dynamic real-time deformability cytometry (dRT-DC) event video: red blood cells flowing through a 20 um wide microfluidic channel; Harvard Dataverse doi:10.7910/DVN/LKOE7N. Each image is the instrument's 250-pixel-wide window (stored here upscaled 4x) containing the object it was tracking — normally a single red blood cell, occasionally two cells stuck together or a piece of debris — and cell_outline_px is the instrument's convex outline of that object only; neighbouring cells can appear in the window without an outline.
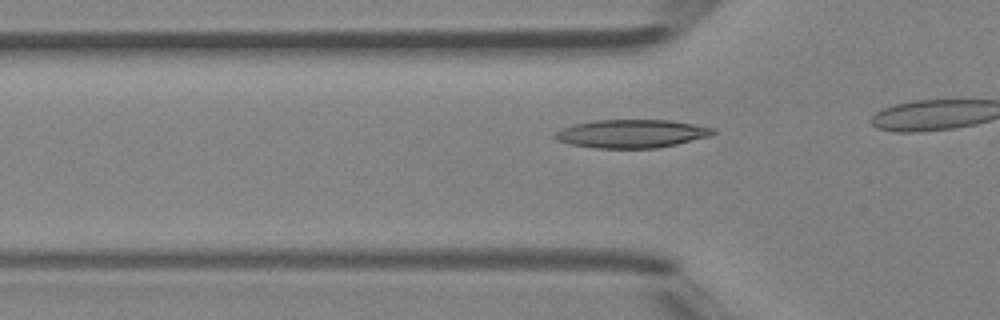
{"species": "Egyptian fruit bat (a non-hibernating species)", "species_latin": "Rousettus aegyptiacus", "temperature_condition": "room temperature", "stored_images_in_passage": 10, "camera_frame_rate_fps": 3000, "um_per_image_px": 0.085, "animal": {"sex": "female"}, "frame": {"image": 1, "passage_image": 5, "time_ms": 1.333, "image_size_px": [1000, 320], "cell_outline_px": [[716, 132], [712, 136], [676, 144], [656, 148], [592, 148], [568, 144], [556, 140], [552, 136], [556, 132], [564, 128], [576, 124], [592, 120], [668, 120], [716, 128]], "centroid_in_image_um": [53.68, 11.37], "position_along_channel_um": 72.1, "area_um2": 26.13}}
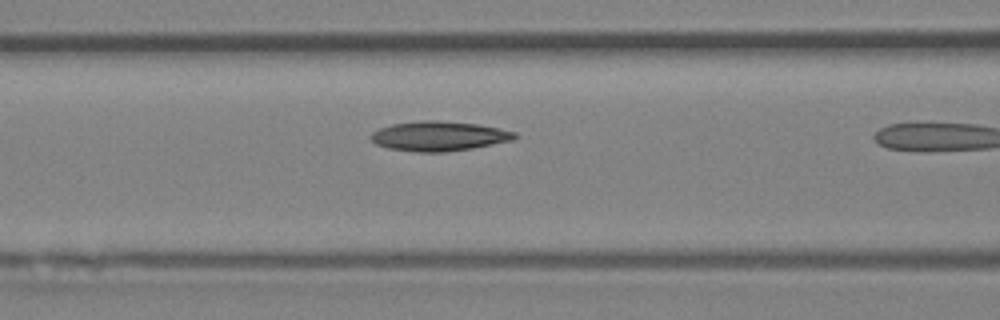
{"frame": {"image": 2, "passage_image": 9, "time_ms": 2.667, "image_size_px": [1000, 320], "cell_outline_px": [[516, 136], [512, 140], [472, 148], [444, 152], [416, 152], [388, 148], [376, 144], [368, 136], [372, 132], [380, 128], [392, 124], [420, 120], [436, 120], [476, 124], [516, 132]], "centroid_in_image_um": [37.25, 11.57], "position_along_channel_um": 129.4, "area_um2": 24.68}}